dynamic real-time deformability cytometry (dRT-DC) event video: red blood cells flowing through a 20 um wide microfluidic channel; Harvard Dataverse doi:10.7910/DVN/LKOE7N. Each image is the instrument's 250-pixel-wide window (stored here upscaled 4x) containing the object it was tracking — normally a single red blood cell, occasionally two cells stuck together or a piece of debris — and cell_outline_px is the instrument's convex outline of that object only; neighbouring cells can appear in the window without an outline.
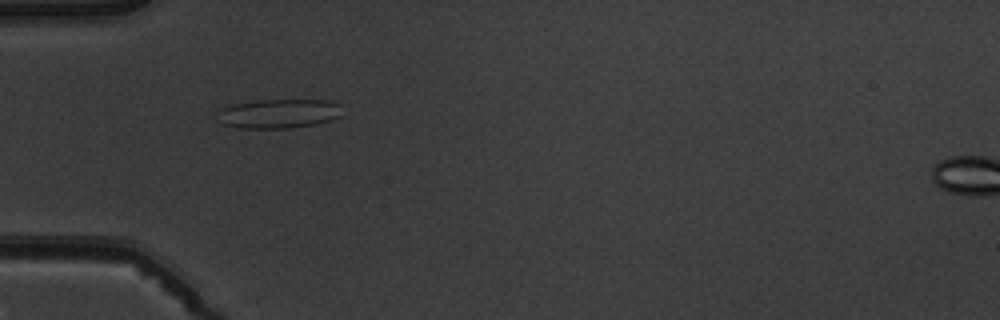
{"species": "common noctule bat (a hibernating species)", "species_latin": "Nyctalus noctula", "temperature_condition": "warm", "stored_images_in_passage": 5, "camera_frame_rate_fps": 3000, "um_per_image_px": 0.085, "animal": {"sex": "male", "body_mass_g": 19.5, "forearm_length_mm": 54.6}, "frame": {"image": 1, "passage_image": 4, "time_ms": 3.667, "image_size_px": [1000, 320], "cell_outline_px": [[340, 116], [316, 124], [288, 128], [240, 128], [224, 124], [216, 120], [216, 108], [232, 104], [256, 100], [324, 100], [340, 104]], "centroid_in_image_um": [23.57, 9.65], "position_along_channel_um": 61.4, "area_um2": 21.44}}
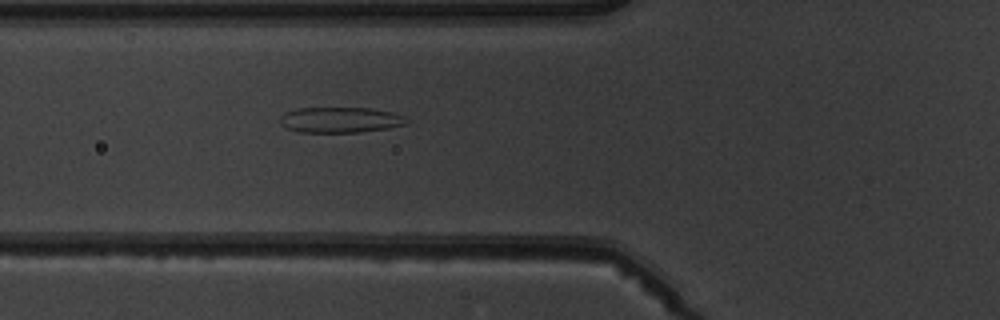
{"frame": {"image": 2, "passage_image": 5, "time_ms": 4.667, "image_size_px": [1000, 320], "cell_outline_px": [[408, 124], [388, 128], [360, 132], [300, 132], [288, 128], [280, 124], [280, 116], [284, 112], [296, 108], [368, 108], [392, 112], [404, 116]], "centroid_in_image_um": [28.9, 10.19], "position_along_channel_um": 96.9, "area_um2": 18.84}}